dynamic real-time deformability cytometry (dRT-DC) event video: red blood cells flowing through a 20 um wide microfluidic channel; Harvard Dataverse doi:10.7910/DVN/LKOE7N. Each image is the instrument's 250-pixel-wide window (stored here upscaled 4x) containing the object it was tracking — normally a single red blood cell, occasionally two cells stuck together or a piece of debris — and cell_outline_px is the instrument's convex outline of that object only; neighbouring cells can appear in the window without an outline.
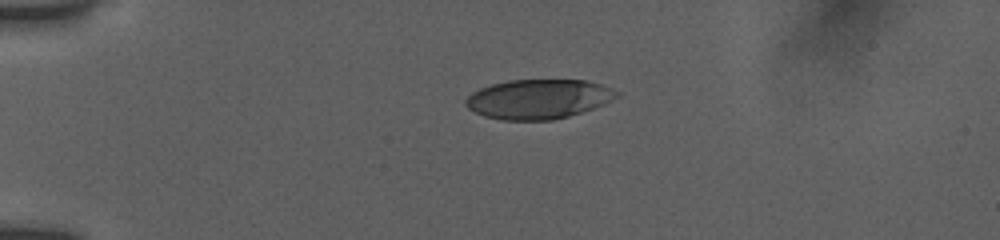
{"species": "human", "species_latin": "Homo sapiens", "temperature_condition": "room temperature", "stored_images_in_passage": 4, "camera_frame_rate_fps": 3000, "um_per_image_px": 0.085, "donor": {"sex": "female"}, "frame": {"image": 1, "passage_image": 1, "time_ms": 0.0, "image_size_px": [1000, 240], "cell_outline_px": [[620, 96], [592, 108], [568, 116], [552, 120], [500, 120], [484, 116], [468, 108], [464, 104], [464, 100], [472, 92], [480, 88], [492, 84], [508, 80], [588, 80], [600, 84], [616, 92]], "centroid_in_image_um": [45.7, 8.42], "position_along_channel_um": 39.3, "area_um2": 34.51}}
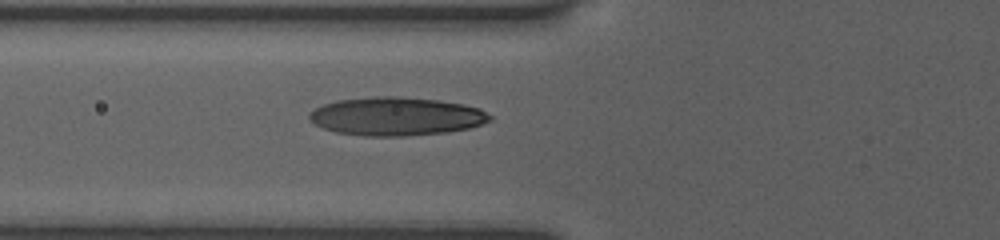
{"frame": {"image": 2, "passage_image": 4, "time_ms": 2.667, "image_size_px": [1000, 240], "cell_outline_px": [[492, 120], [468, 128], [448, 132], [404, 136], [364, 136], [336, 132], [324, 128], [308, 120], [308, 112], [324, 104], [336, 100], [372, 96], [396, 96], [440, 100], [464, 104], [480, 108], [492, 116]], "centroid_in_image_um": [33.67, 9.88], "position_along_channel_um": 92.1, "area_um2": 40.63}}